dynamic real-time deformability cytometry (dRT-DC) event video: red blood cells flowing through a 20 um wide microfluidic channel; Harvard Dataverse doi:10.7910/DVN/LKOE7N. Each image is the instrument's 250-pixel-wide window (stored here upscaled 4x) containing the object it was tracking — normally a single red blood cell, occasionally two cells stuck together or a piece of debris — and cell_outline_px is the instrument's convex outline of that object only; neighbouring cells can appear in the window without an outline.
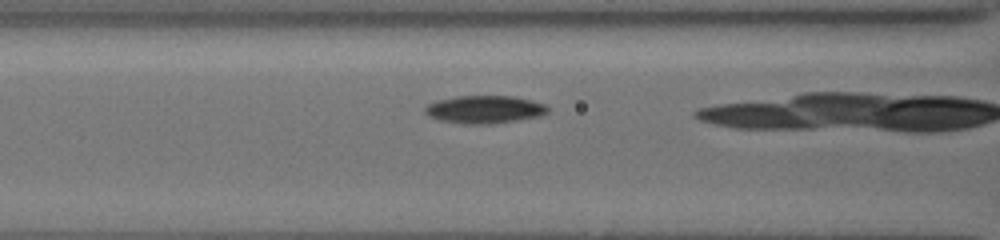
{"species": "common noctule bat (a hibernating species)", "species_latin": "Nyctalus noctula", "temperature_condition": "cold", "stored_images_in_passage": 24, "camera_frame_rate_fps": 3000, "um_per_image_px": 0.085, "animal": {"sex": "female", "body_mass_g": 19.5, "forearm_length_mm": 54.1}, "frame": {"image": 1, "passage_image": 13, "time_ms": 3.0, "image_size_px": [1000, 240], "cell_outline_px": [[548, 112], [540, 116], [516, 120], [484, 124], [468, 124], [440, 120], [424, 112], [424, 104], [436, 100], [456, 96], [512, 96], [532, 100], [544, 104], [548, 108]], "centroid_in_image_um": [41.16, 9.28], "position_along_channel_um": 125.4, "area_um2": 19.77}}
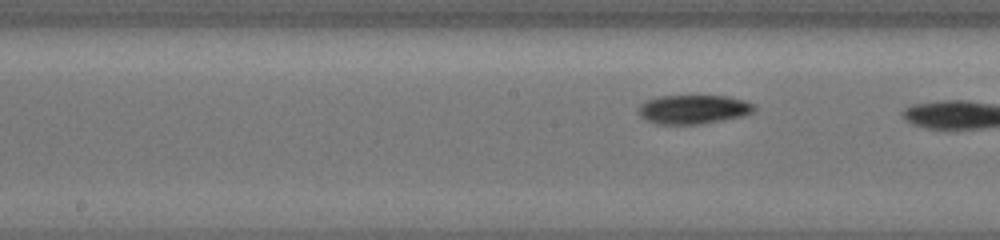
{"frame": {"image": 2, "passage_image": 21, "time_ms": 4.667, "image_size_px": [1000, 240], "cell_outline_px": [[756, 108], [752, 112], [740, 116], [696, 124], [660, 124], [648, 120], [640, 116], [640, 104], [644, 100], [656, 96], [728, 96], [744, 100], [756, 104]], "centroid_in_image_um": [58.93, 9.27], "position_along_channel_um": 189.3, "area_um2": 19.31}}